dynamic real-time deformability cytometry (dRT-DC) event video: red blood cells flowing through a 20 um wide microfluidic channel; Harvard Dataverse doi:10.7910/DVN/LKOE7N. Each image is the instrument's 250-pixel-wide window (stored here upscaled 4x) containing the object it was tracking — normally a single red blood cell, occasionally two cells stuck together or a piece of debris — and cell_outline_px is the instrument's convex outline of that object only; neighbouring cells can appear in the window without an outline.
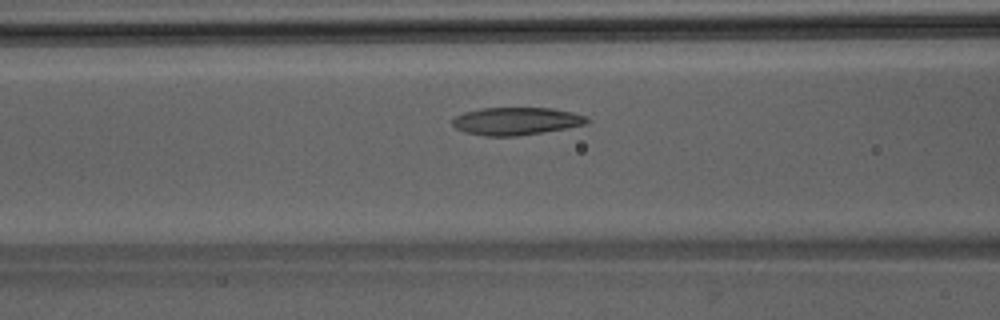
{"species": "Egyptian fruit bat (a non-hibernating species)", "species_latin": "Rousettus aegyptiacus", "temperature_condition": "room temperature", "stored_images_in_passage": 40, "camera_frame_rate_fps": 3000, "um_per_image_px": 0.085, "animal": {"sex": "male"}, "frame": {"image": 1, "passage_image": 11, "time_ms": 3.333, "image_size_px": [1000, 320], "cell_outline_px": [[592, 120], [588, 124], [544, 132], [516, 136], [484, 136], [464, 132], [456, 128], [452, 124], [452, 120], [456, 116], [464, 112], [480, 108], [552, 108], [572, 112], [588, 116]], "centroid_in_image_um": [43.92, 10.29], "position_along_channel_um": 122.7, "area_um2": 21.91}}
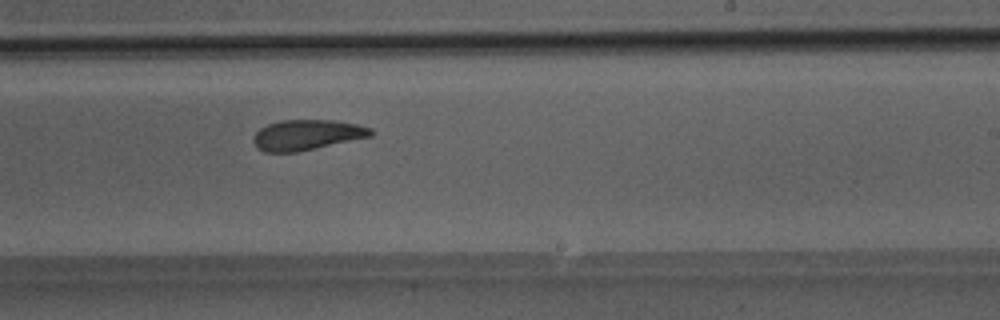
{"frame": {"image": 2, "passage_image": 21, "time_ms": 6.667, "image_size_px": [1000, 320], "cell_outline_px": [[372, 136], [296, 152], [264, 152], [256, 148], [252, 140], [256, 132], [260, 128], [268, 124], [280, 120], [336, 120], [356, 124], [372, 128]], "centroid_in_image_um": [26.05, 11.46], "position_along_channel_um": 262.9, "area_um2": 20.75}}
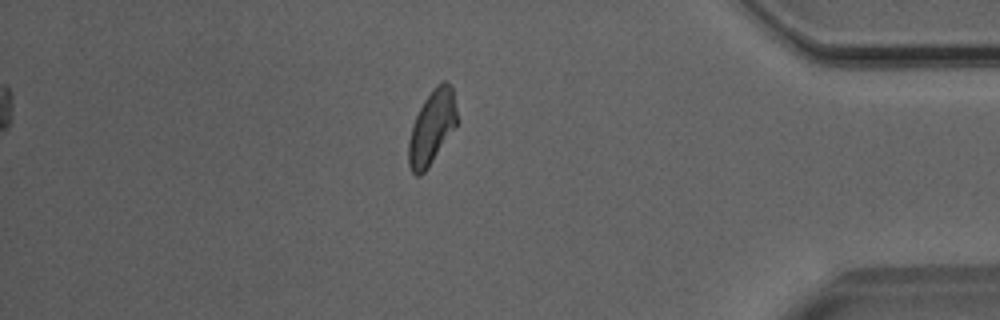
{"frame": {"image": 3, "passage_image": 33, "time_ms": 10.667, "image_size_px": [1000, 320], "cell_outline_px": [[460, 120], [428, 168], [420, 176], [416, 176], [412, 172], [408, 164], [408, 140], [412, 124], [424, 100], [432, 88], [436, 84], [444, 80], [448, 80], [452, 84]], "centroid_in_image_um": [36.74, 10.78], "position_along_channel_um": 398.5, "area_um2": 21.44}}